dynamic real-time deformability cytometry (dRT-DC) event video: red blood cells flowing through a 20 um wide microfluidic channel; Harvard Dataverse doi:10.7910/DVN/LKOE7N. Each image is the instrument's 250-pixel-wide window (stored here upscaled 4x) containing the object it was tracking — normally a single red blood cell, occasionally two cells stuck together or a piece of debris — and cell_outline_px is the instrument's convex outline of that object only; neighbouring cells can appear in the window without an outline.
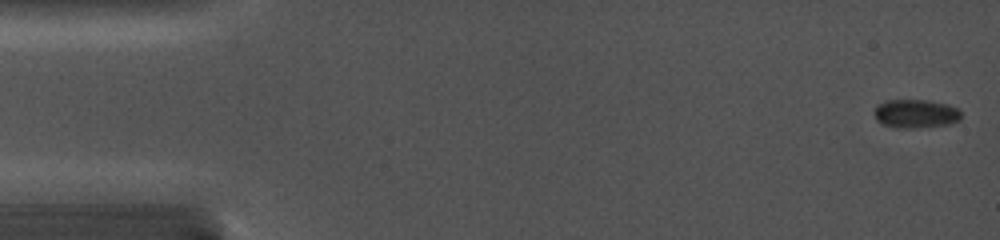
{"species": "common noctule bat (a hibernating species)", "species_latin": "Nyctalus noctula", "temperature_condition": "cold", "stored_images_in_passage": 23, "camera_frame_rate_fps": 5000, "um_per_image_px": 0.085, "animal": {"sex": "female", "body_mass_g": 19.0, "forearm_length_mm": 56.7}, "frame": {"image": 1, "passage_image": 1, "time_ms": 0.0, "image_size_px": [1000, 240], "cell_outline_px": [[960, 120], [948, 124], [912, 128], [896, 128], [884, 124], [876, 120], [872, 112], [876, 104], [888, 100], [928, 100], [948, 104], [956, 108], [960, 112]], "centroid_in_image_um": [77.78, 9.65], "position_along_channel_um": 7.2, "area_um2": 14.57}}
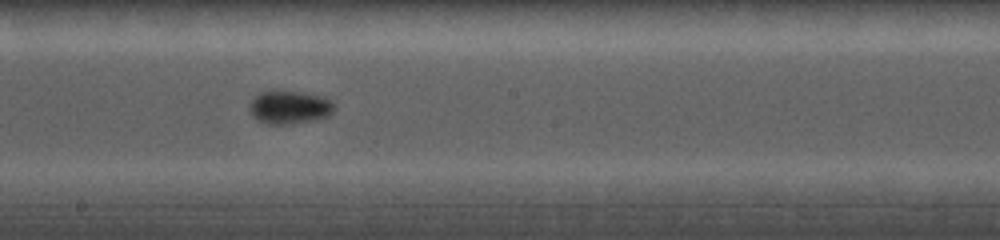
{"frame": {"image": 2, "passage_image": 10, "time_ms": 8.8, "image_size_px": [1000, 240], "cell_outline_px": [[336, 108], [328, 116], [316, 120], [288, 124], [268, 124], [256, 120], [252, 116], [248, 108], [248, 104], [260, 92], [272, 88], [304, 92], [320, 96], [332, 100]], "centroid_in_image_um": [24.58, 9.09], "position_along_channel_um": 223.6, "area_um2": 17.05}}
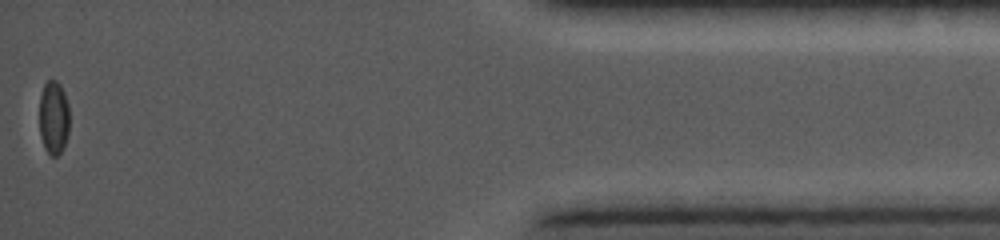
{"frame": {"image": 3, "passage_image": 23, "time_ms": 15.4, "image_size_px": [1000, 240], "cell_outline_px": [[68, 132], [64, 148], [56, 156], [52, 156], [44, 148], [40, 132], [40, 96], [44, 84], [48, 80], [56, 80], [60, 84], [64, 92], [68, 104]], "centroid_in_image_um": [4.56, 9.98], "position_along_channel_um": 430.6, "area_um2": 12.83}}